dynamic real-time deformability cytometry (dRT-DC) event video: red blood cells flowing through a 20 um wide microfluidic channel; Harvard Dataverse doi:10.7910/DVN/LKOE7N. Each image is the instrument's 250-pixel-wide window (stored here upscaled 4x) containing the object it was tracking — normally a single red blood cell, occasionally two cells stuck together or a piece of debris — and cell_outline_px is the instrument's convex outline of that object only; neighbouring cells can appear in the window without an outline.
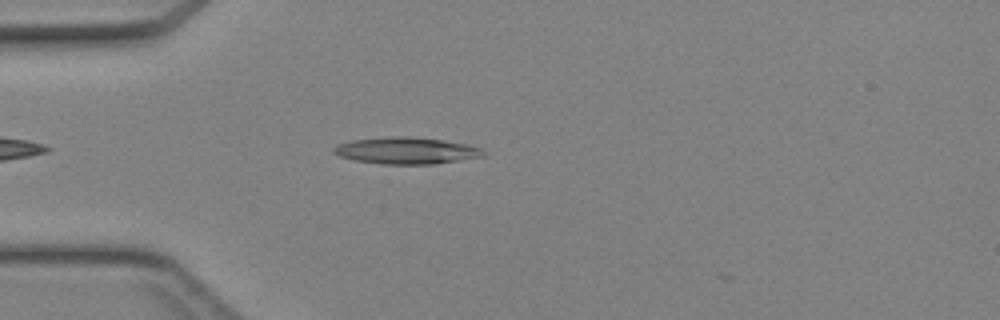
{"species": "Egyptian fruit bat (a non-hibernating species)", "species_latin": "Rousettus aegyptiacus", "temperature_condition": "cold", "stored_images_in_passage": 36, "camera_frame_rate_fps": 3000, "um_per_image_px": 0.085, "animal": {"sex": "female"}, "frame": {"image": 1, "passage_image": 4, "time_ms": 1.0, "image_size_px": [1000, 320], "cell_outline_px": [[484, 156], [432, 164], [380, 164], [356, 160], [340, 156], [332, 152], [332, 148], [336, 144], [352, 140], [388, 136], [408, 136], [440, 140], [468, 144], [480, 148], [484, 152]], "centroid_in_image_um": [34.48, 12.79], "position_along_channel_um": 50.5, "area_um2": 23.18}}
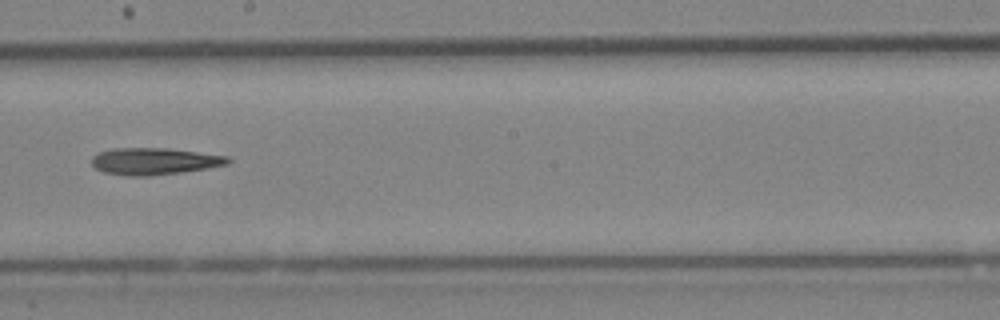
{"frame": {"image": 2, "passage_image": 17, "time_ms": 5.333, "image_size_px": [1000, 320], "cell_outline_px": [[232, 160], [228, 164], [208, 168], [180, 172], [148, 176], [128, 176], [104, 172], [96, 168], [92, 164], [92, 156], [100, 152], [112, 148], [168, 148], [228, 156]], "centroid_in_image_um": [13.13, 13.7], "position_along_channel_um": 235.1, "area_um2": 21.27}}
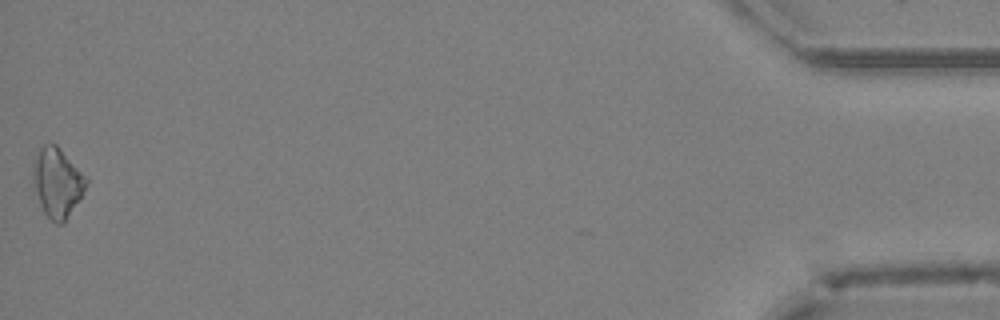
{"frame": {"image": 3, "passage_image": 36, "time_ms": 11.667, "image_size_px": [1000, 320], "cell_outline_px": [[88, 180], [80, 200], [64, 224], [56, 224], [44, 212], [40, 204], [32, 180], [32, 160], [40, 148], [44, 144], [56, 144], [60, 148]], "centroid_in_image_um": [4.84, 15.53], "position_along_channel_um": 430.4, "area_um2": 21.44}}